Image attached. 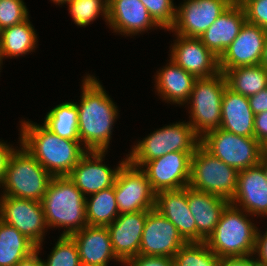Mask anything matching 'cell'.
Segmentation results:
<instances>
[{"label": "cell", "instance_id": "obj_35", "mask_svg": "<svg viewBox=\"0 0 267 266\" xmlns=\"http://www.w3.org/2000/svg\"><path fill=\"white\" fill-rule=\"evenodd\" d=\"M150 16L162 29L169 30L175 22L176 6L173 0H140Z\"/></svg>", "mask_w": 267, "mask_h": 266}, {"label": "cell", "instance_id": "obj_23", "mask_svg": "<svg viewBox=\"0 0 267 266\" xmlns=\"http://www.w3.org/2000/svg\"><path fill=\"white\" fill-rule=\"evenodd\" d=\"M245 22L244 9L234 1L199 39L219 58L238 36Z\"/></svg>", "mask_w": 267, "mask_h": 266}, {"label": "cell", "instance_id": "obj_1", "mask_svg": "<svg viewBox=\"0 0 267 266\" xmlns=\"http://www.w3.org/2000/svg\"><path fill=\"white\" fill-rule=\"evenodd\" d=\"M78 108V136L88 151L109 148L118 109L100 81L89 74L83 78Z\"/></svg>", "mask_w": 267, "mask_h": 266}, {"label": "cell", "instance_id": "obj_36", "mask_svg": "<svg viewBox=\"0 0 267 266\" xmlns=\"http://www.w3.org/2000/svg\"><path fill=\"white\" fill-rule=\"evenodd\" d=\"M28 14L23 0H0V31L24 22Z\"/></svg>", "mask_w": 267, "mask_h": 266}, {"label": "cell", "instance_id": "obj_9", "mask_svg": "<svg viewBox=\"0 0 267 266\" xmlns=\"http://www.w3.org/2000/svg\"><path fill=\"white\" fill-rule=\"evenodd\" d=\"M200 144L238 171L256 166L262 157V145L255 137L236 135L221 128L207 132Z\"/></svg>", "mask_w": 267, "mask_h": 266}, {"label": "cell", "instance_id": "obj_8", "mask_svg": "<svg viewBox=\"0 0 267 266\" xmlns=\"http://www.w3.org/2000/svg\"><path fill=\"white\" fill-rule=\"evenodd\" d=\"M239 171L214 157L201 144L191 157L188 186L231 201L237 187Z\"/></svg>", "mask_w": 267, "mask_h": 266}, {"label": "cell", "instance_id": "obj_31", "mask_svg": "<svg viewBox=\"0 0 267 266\" xmlns=\"http://www.w3.org/2000/svg\"><path fill=\"white\" fill-rule=\"evenodd\" d=\"M43 125L61 138L79 140L78 108L75 102H63L48 111Z\"/></svg>", "mask_w": 267, "mask_h": 266}, {"label": "cell", "instance_id": "obj_42", "mask_svg": "<svg viewBox=\"0 0 267 266\" xmlns=\"http://www.w3.org/2000/svg\"><path fill=\"white\" fill-rule=\"evenodd\" d=\"M16 148H12L7 142L0 141V188L9 163V159Z\"/></svg>", "mask_w": 267, "mask_h": 266}, {"label": "cell", "instance_id": "obj_29", "mask_svg": "<svg viewBox=\"0 0 267 266\" xmlns=\"http://www.w3.org/2000/svg\"><path fill=\"white\" fill-rule=\"evenodd\" d=\"M227 87L250 97L267 88V70L262 65L238 66L224 73Z\"/></svg>", "mask_w": 267, "mask_h": 266}, {"label": "cell", "instance_id": "obj_38", "mask_svg": "<svg viewBox=\"0 0 267 266\" xmlns=\"http://www.w3.org/2000/svg\"><path fill=\"white\" fill-rule=\"evenodd\" d=\"M125 266H175L174 259L166 256L137 255L131 258Z\"/></svg>", "mask_w": 267, "mask_h": 266}, {"label": "cell", "instance_id": "obj_11", "mask_svg": "<svg viewBox=\"0 0 267 266\" xmlns=\"http://www.w3.org/2000/svg\"><path fill=\"white\" fill-rule=\"evenodd\" d=\"M0 220L26 236L39 252L42 250L43 237L48 227L41 202L1 196Z\"/></svg>", "mask_w": 267, "mask_h": 266}, {"label": "cell", "instance_id": "obj_28", "mask_svg": "<svg viewBox=\"0 0 267 266\" xmlns=\"http://www.w3.org/2000/svg\"><path fill=\"white\" fill-rule=\"evenodd\" d=\"M36 245L16 228L0 220V266H16Z\"/></svg>", "mask_w": 267, "mask_h": 266}, {"label": "cell", "instance_id": "obj_6", "mask_svg": "<svg viewBox=\"0 0 267 266\" xmlns=\"http://www.w3.org/2000/svg\"><path fill=\"white\" fill-rule=\"evenodd\" d=\"M201 138L188 122H176L163 126L139 140L126 155L127 160L136 167H142L147 161L160 158L171 152H195Z\"/></svg>", "mask_w": 267, "mask_h": 266}, {"label": "cell", "instance_id": "obj_3", "mask_svg": "<svg viewBox=\"0 0 267 266\" xmlns=\"http://www.w3.org/2000/svg\"><path fill=\"white\" fill-rule=\"evenodd\" d=\"M47 227L66 228L61 236H71L86 227V197L68 176L52 177L42 198Z\"/></svg>", "mask_w": 267, "mask_h": 266}, {"label": "cell", "instance_id": "obj_13", "mask_svg": "<svg viewBox=\"0 0 267 266\" xmlns=\"http://www.w3.org/2000/svg\"><path fill=\"white\" fill-rule=\"evenodd\" d=\"M194 152H171L147 161L141 168L155 193L187 187ZM146 168V169H145Z\"/></svg>", "mask_w": 267, "mask_h": 266}, {"label": "cell", "instance_id": "obj_10", "mask_svg": "<svg viewBox=\"0 0 267 266\" xmlns=\"http://www.w3.org/2000/svg\"><path fill=\"white\" fill-rule=\"evenodd\" d=\"M114 194L120 214L155 208L156 193L146 173L128 160L118 171L114 183Z\"/></svg>", "mask_w": 267, "mask_h": 266}, {"label": "cell", "instance_id": "obj_49", "mask_svg": "<svg viewBox=\"0 0 267 266\" xmlns=\"http://www.w3.org/2000/svg\"><path fill=\"white\" fill-rule=\"evenodd\" d=\"M3 62H2V60H1V57H0V70H1V64H2Z\"/></svg>", "mask_w": 267, "mask_h": 266}, {"label": "cell", "instance_id": "obj_39", "mask_svg": "<svg viewBox=\"0 0 267 266\" xmlns=\"http://www.w3.org/2000/svg\"><path fill=\"white\" fill-rule=\"evenodd\" d=\"M254 255V257L258 256L254 259L260 266H267V230L263 235L260 230H257Z\"/></svg>", "mask_w": 267, "mask_h": 266}, {"label": "cell", "instance_id": "obj_18", "mask_svg": "<svg viewBox=\"0 0 267 266\" xmlns=\"http://www.w3.org/2000/svg\"><path fill=\"white\" fill-rule=\"evenodd\" d=\"M148 210L119 214L107 227L116 257L125 265L139 255Z\"/></svg>", "mask_w": 267, "mask_h": 266}, {"label": "cell", "instance_id": "obj_33", "mask_svg": "<svg viewBox=\"0 0 267 266\" xmlns=\"http://www.w3.org/2000/svg\"><path fill=\"white\" fill-rule=\"evenodd\" d=\"M68 10L71 14L72 21L77 26L86 27L93 23L99 15H103L105 22L107 21L108 14V0H68Z\"/></svg>", "mask_w": 267, "mask_h": 266}, {"label": "cell", "instance_id": "obj_34", "mask_svg": "<svg viewBox=\"0 0 267 266\" xmlns=\"http://www.w3.org/2000/svg\"><path fill=\"white\" fill-rule=\"evenodd\" d=\"M44 266H82L78 247L71 236H60Z\"/></svg>", "mask_w": 267, "mask_h": 266}, {"label": "cell", "instance_id": "obj_41", "mask_svg": "<svg viewBox=\"0 0 267 266\" xmlns=\"http://www.w3.org/2000/svg\"><path fill=\"white\" fill-rule=\"evenodd\" d=\"M252 112L256 115L267 111V88L248 97Z\"/></svg>", "mask_w": 267, "mask_h": 266}, {"label": "cell", "instance_id": "obj_46", "mask_svg": "<svg viewBox=\"0 0 267 266\" xmlns=\"http://www.w3.org/2000/svg\"><path fill=\"white\" fill-rule=\"evenodd\" d=\"M259 164L263 167L264 174H265L266 181H267V160L262 156Z\"/></svg>", "mask_w": 267, "mask_h": 266}, {"label": "cell", "instance_id": "obj_2", "mask_svg": "<svg viewBox=\"0 0 267 266\" xmlns=\"http://www.w3.org/2000/svg\"><path fill=\"white\" fill-rule=\"evenodd\" d=\"M21 145L53 177L68 176L88 152L80 140L61 138L44 125L22 121Z\"/></svg>", "mask_w": 267, "mask_h": 266}, {"label": "cell", "instance_id": "obj_45", "mask_svg": "<svg viewBox=\"0 0 267 266\" xmlns=\"http://www.w3.org/2000/svg\"><path fill=\"white\" fill-rule=\"evenodd\" d=\"M260 65H262L267 70V36L264 44L262 59L260 62Z\"/></svg>", "mask_w": 267, "mask_h": 266}, {"label": "cell", "instance_id": "obj_12", "mask_svg": "<svg viewBox=\"0 0 267 266\" xmlns=\"http://www.w3.org/2000/svg\"><path fill=\"white\" fill-rule=\"evenodd\" d=\"M232 3V0H184L176 8L174 25L168 31L199 38Z\"/></svg>", "mask_w": 267, "mask_h": 266}, {"label": "cell", "instance_id": "obj_21", "mask_svg": "<svg viewBox=\"0 0 267 266\" xmlns=\"http://www.w3.org/2000/svg\"><path fill=\"white\" fill-rule=\"evenodd\" d=\"M107 21L114 32L127 37L160 27L140 0H108Z\"/></svg>", "mask_w": 267, "mask_h": 266}, {"label": "cell", "instance_id": "obj_43", "mask_svg": "<svg viewBox=\"0 0 267 266\" xmlns=\"http://www.w3.org/2000/svg\"><path fill=\"white\" fill-rule=\"evenodd\" d=\"M219 266H260L256 260L251 257L246 258H221Z\"/></svg>", "mask_w": 267, "mask_h": 266}, {"label": "cell", "instance_id": "obj_7", "mask_svg": "<svg viewBox=\"0 0 267 266\" xmlns=\"http://www.w3.org/2000/svg\"><path fill=\"white\" fill-rule=\"evenodd\" d=\"M227 87L222 72L207 78H197L191 96L186 102L190 104V121L188 123L195 133L202 138L207 132L221 126L222 97Z\"/></svg>", "mask_w": 267, "mask_h": 266}, {"label": "cell", "instance_id": "obj_32", "mask_svg": "<svg viewBox=\"0 0 267 266\" xmlns=\"http://www.w3.org/2000/svg\"><path fill=\"white\" fill-rule=\"evenodd\" d=\"M173 259L175 266H219L221 260L205 242H187Z\"/></svg>", "mask_w": 267, "mask_h": 266}, {"label": "cell", "instance_id": "obj_37", "mask_svg": "<svg viewBox=\"0 0 267 266\" xmlns=\"http://www.w3.org/2000/svg\"><path fill=\"white\" fill-rule=\"evenodd\" d=\"M242 6L246 21L267 30V0H235Z\"/></svg>", "mask_w": 267, "mask_h": 266}, {"label": "cell", "instance_id": "obj_5", "mask_svg": "<svg viewBox=\"0 0 267 266\" xmlns=\"http://www.w3.org/2000/svg\"><path fill=\"white\" fill-rule=\"evenodd\" d=\"M19 148L9 159L1 196L41 202L53 176L21 144Z\"/></svg>", "mask_w": 267, "mask_h": 266}, {"label": "cell", "instance_id": "obj_40", "mask_svg": "<svg viewBox=\"0 0 267 266\" xmlns=\"http://www.w3.org/2000/svg\"><path fill=\"white\" fill-rule=\"evenodd\" d=\"M254 137L261 145L267 142V111L255 115Z\"/></svg>", "mask_w": 267, "mask_h": 266}, {"label": "cell", "instance_id": "obj_24", "mask_svg": "<svg viewBox=\"0 0 267 266\" xmlns=\"http://www.w3.org/2000/svg\"><path fill=\"white\" fill-rule=\"evenodd\" d=\"M187 202L193 215L197 232L207 240L214 232L222 212L230 204L226 198L199 191L187 186Z\"/></svg>", "mask_w": 267, "mask_h": 266}, {"label": "cell", "instance_id": "obj_16", "mask_svg": "<svg viewBox=\"0 0 267 266\" xmlns=\"http://www.w3.org/2000/svg\"><path fill=\"white\" fill-rule=\"evenodd\" d=\"M105 153L88 151L68 175L85 197L114 186L120 167L127 161L126 157L118 167L112 169L102 162Z\"/></svg>", "mask_w": 267, "mask_h": 266}, {"label": "cell", "instance_id": "obj_25", "mask_svg": "<svg viewBox=\"0 0 267 266\" xmlns=\"http://www.w3.org/2000/svg\"><path fill=\"white\" fill-rule=\"evenodd\" d=\"M221 112V129L240 136L254 137L255 114L248 97L226 87Z\"/></svg>", "mask_w": 267, "mask_h": 266}, {"label": "cell", "instance_id": "obj_15", "mask_svg": "<svg viewBox=\"0 0 267 266\" xmlns=\"http://www.w3.org/2000/svg\"><path fill=\"white\" fill-rule=\"evenodd\" d=\"M267 30L245 22L238 36L219 57V69L224 73L238 66L260 65Z\"/></svg>", "mask_w": 267, "mask_h": 266}, {"label": "cell", "instance_id": "obj_4", "mask_svg": "<svg viewBox=\"0 0 267 266\" xmlns=\"http://www.w3.org/2000/svg\"><path fill=\"white\" fill-rule=\"evenodd\" d=\"M244 210L229 204L205 243L220 258L251 257L255 251L258 228Z\"/></svg>", "mask_w": 267, "mask_h": 266}, {"label": "cell", "instance_id": "obj_20", "mask_svg": "<svg viewBox=\"0 0 267 266\" xmlns=\"http://www.w3.org/2000/svg\"><path fill=\"white\" fill-rule=\"evenodd\" d=\"M230 204L254 217L267 216V181L260 164L239 171L236 191Z\"/></svg>", "mask_w": 267, "mask_h": 266}, {"label": "cell", "instance_id": "obj_17", "mask_svg": "<svg viewBox=\"0 0 267 266\" xmlns=\"http://www.w3.org/2000/svg\"><path fill=\"white\" fill-rule=\"evenodd\" d=\"M170 59L196 78L212 77L220 73L219 58L199 38L175 34Z\"/></svg>", "mask_w": 267, "mask_h": 266}, {"label": "cell", "instance_id": "obj_47", "mask_svg": "<svg viewBox=\"0 0 267 266\" xmlns=\"http://www.w3.org/2000/svg\"><path fill=\"white\" fill-rule=\"evenodd\" d=\"M262 156L267 160V142L262 145Z\"/></svg>", "mask_w": 267, "mask_h": 266}, {"label": "cell", "instance_id": "obj_44", "mask_svg": "<svg viewBox=\"0 0 267 266\" xmlns=\"http://www.w3.org/2000/svg\"><path fill=\"white\" fill-rule=\"evenodd\" d=\"M38 255L40 254L36 249L30 255L23 258L16 266H44L42 259Z\"/></svg>", "mask_w": 267, "mask_h": 266}, {"label": "cell", "instance_id": "obj_19", "mask_svg": "<svg viewBox=\"0 0 267 266\" xmlns=\"http://www.w3.org/2000/svg\"><path fill=\"white\" fill-rule=\"evenodd\" d=\"M155 210L166 217L187 242H205L187 202V187L156 193Z\"/></svg>", "mask_w": 267, "mask_h": 266}, {"label": "cell", "instance_id": "obj_48", "mask_svg": "<svg viewBox=\"0 0 267 266\" xmlns=\"http://www.w3.org/2000/svg\"><path fill=\"white\" fill-rule=\"evenodd\" d=\"M51 1H53L57 5H63L66 4L68 0H51Z\"/></svg>", "mask_w": 267, "mask_h": 266}, {"label": "cell", "instance_id": "obj_26", "mask_svg": "<svg viewBox=\"0 0 267 266\" xmlns=\"http://www.w3.org/2000/svg\"><path fill=\"white\" fill-rule=\"evenodd\" d=\"M155 76V89L159 96L166 102L178 105L186 104L197 79L171 59Z\"/></svg>", "mask_w": 267, "mask_h": 266}, {"label": "cell", "instance_id": "obj_30", "mask_svg": "<svg viewBox=\"0 0 267 266\" xmlns=\"http://www.w3.org/2000/svg\"><path fill=\"white\" fill-rule=\"evenodd\" d=\"M86 197V218L90 226H108L120 214L114 186Z\"/></svg>", "mask_w": 267, "mask_h": 266}, {"label": "cell", "instance_id": "obj_22", "mask_svg": "<svg viewBox=\"0 0 267 266\" xmlns=\"http://www.w3.org/2000/svg\"><path fill=\"white\" fill-rule=\"evenodd\" d=\"M71 237L77 244L82 266H108L113 259L122 263L113 251L106 226L87 225Z\"/></svg>", "mask_w": 267, "mask_h": 266}, {"label": "cell", "instance_id": "obj_27", "mask_svg": "<svg viewBox=\"0 0 267 266\" xmlns=\"http://www.w3.org/2000/svg\"><path fill=\"white\" fill-rule=\"evenodd\" d=\"M36 31L29 18L24 22L0 31V57H19L29 54L37 47Z\"/></svg>", "mask_w": 267, "mask_h": 266}, {"label": "cell", "instance_id": "obj_14", "mask_svg": "<svg viewBox=\"0 0 267 266\" xmlns=\"http://www.w3.org/2000/svg\"><path fill=\"white\" fill-rule=\"evenodd\" d=\"M187 241L177 228L157 210H148L139 254L173 258Z\"/></svg>", "mask_w": 267, "mask_h": 266}]
</instances>
